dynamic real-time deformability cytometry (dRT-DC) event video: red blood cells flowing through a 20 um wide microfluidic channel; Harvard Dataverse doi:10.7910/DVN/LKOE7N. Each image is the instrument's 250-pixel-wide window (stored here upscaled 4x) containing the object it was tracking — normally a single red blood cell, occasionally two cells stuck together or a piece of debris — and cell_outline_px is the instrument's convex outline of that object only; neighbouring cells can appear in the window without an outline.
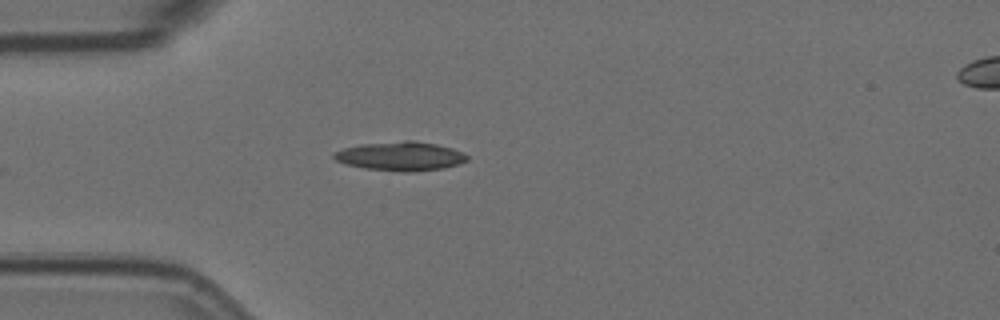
{"species": "Egyptian fruit bat (a non-hibernating species)", "species_latin": "Rousettus aegyptiacus", "temperature_condition": "room temperature", "stored_images_in_passage": 3, "camera_frame_rate_fps": 3000, "um_per_image_px": 0.085, "animal": {"sex": "female"}, "frame": {"image": 1, "passage_image": 2, "time_ms": 0.333, "image_size_px": [1000, 320], "cell_outline_px": [[468, 160], [460, 164], [444, 168], [412, 172], [400, 172], [364, 168], [344, 164], [336, 160], [332, 156], [336, 152], [344, 148], [360, 144], [404, 140], [412, 140], [436, 144], [452, 148], [468, 156]], "centroid_in_image_um": [34.04, 13.28], "position_along_channel_um": 51.0, "area_um2": 22.6}}